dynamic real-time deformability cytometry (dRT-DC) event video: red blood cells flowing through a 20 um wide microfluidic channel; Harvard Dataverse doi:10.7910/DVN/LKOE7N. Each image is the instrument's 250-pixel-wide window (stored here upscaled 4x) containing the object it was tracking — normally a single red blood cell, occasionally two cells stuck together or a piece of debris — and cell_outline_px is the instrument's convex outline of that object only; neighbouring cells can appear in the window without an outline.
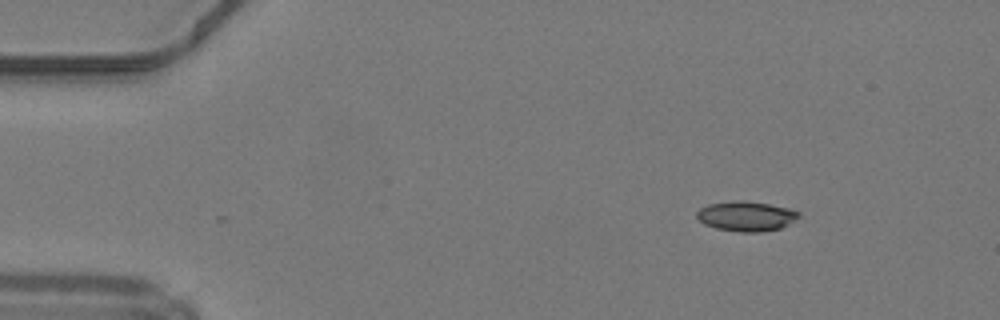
{"species": "common noctule bat (a hibernating species)", "species_latin": "Nyctalus noctula", "temperature_condition": "warm", "stored_images_in_passage": 43, "camera_frame_rate_fps": 3000, "um_per_image_px": 0.085, "animal": {"sex": "male", "body_mass_g": 19.2, "forearm_length_mm": 51.8}, "frame": {"image": 1, "passage_image": 1, "time_ms": 0.0, "image_size_px": [1000, 320], "cell_outline_px": [[800, 216], [796, 220], [780, 228], [760, 232], [740, 232], [716, 228], [704, 224], [696, 216], [696, 212], [700, 208], [708, 204], [736, 200], [744, 200], [792, 208], [800, 212]], "centroid_in_image_um": [63.45, 18.37], "position_along_channel_um": 21.6, "area_um2": 17.86}}
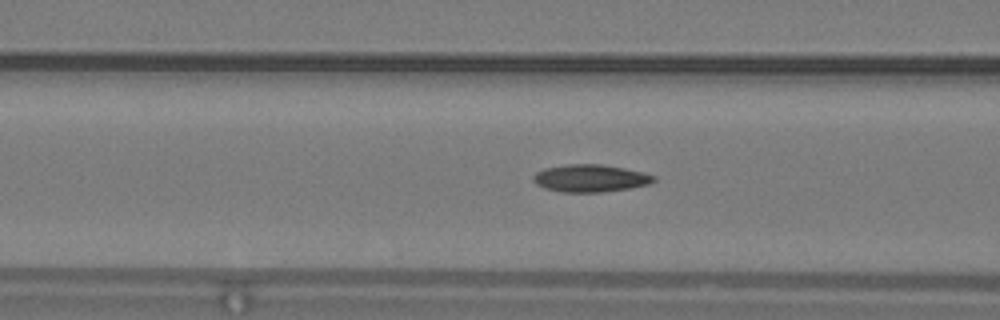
{"frame": {"image": 2, "passage_image": 14, "time_ms": 4.333, "image_size_px": [1000, 320], "cell_outline_px": [[656, 180], [648, 184], [628, 188], [600, 192], [560, 192], [544, 188], [536, 184], [532, 180], [532, 176], [536, 172], [544, 168], [568, 164], [600, 164], [624, 168], [644, 172], [656, 176]], "centroid_in_image_um": [50.15, 15.14], "position_along_channel_um": 116.5, "area_um2": 19.31}}
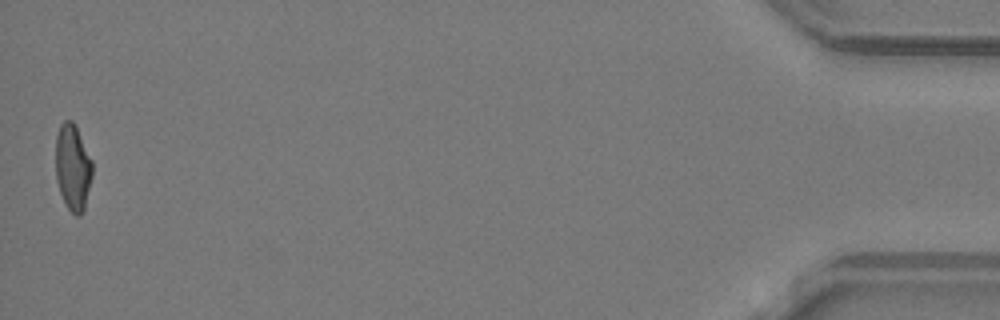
{"frame": {"image": 3, "passage_image": 43, "time_ms": 14.0, "image_size_px": [1000, 320], "cell_outline_px": [[92, 176], [84, 212], [80, 216], [76, 216], [68, 208], [60, 192], [56, 180], [56, 136], [60, 124], [64, 120], [72, 120], [92, 160]], "centroid_in_image_um": [6.19, 14.25], "position_along_channel_um": 429.0, "area_um2": 18.38}, "authors_computed_cell_mechanics": {"area_um2": 18.6694, "velocity_mm_per_s": 4.2449, "shape_relaxation_time_tau1_ms": 7.3035, "shape_relaxation_time_tau2_ms": 2.6952, "deformation_change_tau1": 0.217, "deformation_change_tau2": 0.0957}}